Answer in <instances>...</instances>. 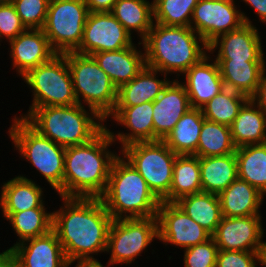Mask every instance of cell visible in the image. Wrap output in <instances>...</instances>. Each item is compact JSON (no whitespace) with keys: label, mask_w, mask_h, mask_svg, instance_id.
Listing matches in <instances>:
<instances>
[{"label":"cell","mask_w":266,"mask_h":267,"mask_svg":"<svg viewBox=\"0 0 266 267\" xmlns=\"http://www.w3.org/2000/svg\"><path fill=\"white\" fill-rule=\"evenodd\" d=\"M50 0H12L17 14L27 29H42Z\"/></svg>","instance_id":"obj_38"},{"label":"cell","mask_w":266,"mask_h":267,"mask_svg":"<svg viewBox=\"0 0 266 267\" xmlns=\"http://www.w3.org/2000/svg\"><path fill=\"white\" fill-rule=\"evenodd\" d=\"M230 126L204 120L197 145L198 157H214L236 152Z\"/></svg>","instance_id":"obj_35"},{"label":"cell","mask_w":266,"mask_h":267,"mask_svg":"<svg viewBox=\"0 0 266 267\" xmlns=\"http://www.w3.org/2000/svg\"><path fill=\"white\" fill-rule=\"evenodd\" d=\"M155 238L158 239L157 217L112 220L106 249L111 252L108 263L134 262Z\"/></svg>","instance_id":"obj_11"},{"label":"cell","mask_w":266,"mask_h":267,"mask_svg":"<svg viewBox=\"0 0 266 267\" xmlns=\"http://www.w3.org/2000/svg\"><path fill=\"white\" fill-rule=\"evenodd\" d=\"M110 115L114 121L131 130V133L119 132L117 135L110 131L112 140H119L122 148L135 142L154 141L153 102L132 107H115Z\"/></svg>","instance_id":"obj_21"},{"label":"cell","mask_w":266,"mask_h":267,"mask_svg":"<svg viewBox=\"0 0 266 267\" xmlns=\"http://www.w3.org/2000/svg\"><path fill=\"white\" fill-rule=\"evenodd\" d=\"M16 264L15 256L12 249H7L0 253V267H13Z\"/></svg>","instance_id":"obj_45"},{"label":"cell","mask_w":266,"mask_h":267,"mask_svg":"<svg viewBox=\"0 0 266 267\" xmlns=\"http://www.w3.org/2000/svg\"><path fill=\"white\" fill-rule=\"evenodd\" d=\"M266 65L264 66L256 93L250 98L258 107L266 113Z\"/></svg>","instance_id":"obj_42"},{"label":"cell","mask_w":266,"mask_h":267,"mask_svg":"<svg viewBox=\"0 0 266 267\" xmlns=\"http://www.w3.org/2000/svg\"><path fill=\"white\" fill-rule=\"evenodd\" d=\"M45 211V208H31L21 212L3 213L20 239L16 244L45 235L52 230L53 213Z\"/></svg>","instance_id":"obj_34"},{"label":"cell","mask_w":266,"mask_h":267,"mask_svg":"<svg viewBox=\"0 0 266 267\" xmlns=\"http://www.w3.org/2000/svg\"><path fill=\"white\" fill-rule=\"evenodd\" d=\"M122 155L160 201L169 194L177 154L163 140L128 144L122 148Z\"/></svg>","instance_id":"obj_9"},{"label":"cell","mask_w":266,"mask_h":267,"mask_svg":"<svg viewBox=\"0 0 266 267\" xmlns=\"http://www.w3.org/2000/svg\"><path fill=\"white\" fill-rule=\"evenodd\" d=\"M251 24L234 0H198L190 27L209 45L218 36ZM194 24V25H193Z\"/></svg>","instance_id":"obj_12"},{"label":"cell","mask_w":266,"mask_h":267,"mask_svg":"<svg viewBox=\"0 0 266 267\" xmlns=\"http://www.w3.org/2000/svg\"><path fill=\"white\" fill-rule=\"evenodd\" d=\"M118 0H85L89 12H111Z\"/></svg>","instance_id":"obj_43"},{"label":"cell","mask_w":266,"mask_h":267,"mask_svg":"<svg viewBox=\"0 0 266 267\" xmlns=\"http://www.w3.org/2000/svg\"><path fill=\"white\" fill-rule=\"evenodd\" d=\"M218 247L211 237L206 242L185 249V267H216Z\"/></svg>","instance_id":"obj_39"},{"label":"cell","mask_w":266,"mask_h":267,"mask_svg":"<svg viewBox=\"0 0 266 267\" xmlns=\"http://www.w3.org/2000/svg\"><path fill=\"white\" fill-rule=\"evenodd\" d=\"M110 130L104 127L89 142L67 147L64 157L63 197L100 198L108 184L117 154Z\"/></svg>","instance_id":"obj_2"},{"label":"cell","mask_w":266,"mask_h":267,"mask_svg":"<svg viewBox=\"0 0 266 267\" xmlns=\"http://www.w3.org/2000/svg\"><path fill=\"white\" fill-rule=\"evenodd\" d=\"M158 239L184 249L206 242L211 234L175 202L161 201L157 211Z\"/></svg>","instance_id":"obj_14"},{"label":"cell","mask_w":266,"mask_h":267,"mask_svg":"<svg viewBox=\"0 0 266 267\" xmlns=\"http://www.w3.org/2000/svg\"><path fill=\"white\" fill-rule=\"evenodd\" d=\"M195 33L191 27L153 23L142 43H138L143 44L146 66L164 75L170 72H176L178 76L177 72L184 74L207 56L209 49L206 42Z\"/></svg>","instance_id":"obj_3"},{"label":"cell","mask_w":266,"mask_h":267,"mask_svg":"<svg viewBox=\"0 0 266 267\" xmlns=\"http://www.w3.org/2000/svg\"><path fill=\"white\" fill-rule=\"evenodd\" d=\"M198 0H153L155 23L165 26L190 27Z\"/></svg>","instance_id":"obj_37"},{"label":"cell","mask_w":266,"mask_h":267,"mask_svg":"<svg viewBox=\"0 0 266 267\" xmlns=\"http://www.w3.org/2000/svg\"><path fill=\"white\" fill-rule=\"evenodd\" d=\"M253 7L263 23H266V0H243Z\"/></svg>","instance_id":"obj_44"},{"label":"cell","mask_w":266,"mask_h":267,"mask_svg":"<svg viewBox=\"0 0 266 267\" xmlns=\"http://www.w3.org/2000/svg\"><path fill=\"white\" fill-rule=\"evenodd\" d=\"M249 98L231 89L224 88L202 108L206 120L231 126L240 108Z\"/></svg>","instance_id":"obj_36"},{"label":"cell","mask_w":266,"mask_h":267,"mask_svg":"<svg viewBox=\"0 0 266 267\" xmlns=\"http://www.w3.org/2000/svg\"><path fill=\"white\" fill-rule=\"evenodd\" d=\"M209 58L208 55L205 56L184 73L186 83L183 85L189 96L191 108L201 109L225 88L219 65L216 61L208 63Z\"/></svg>","instance_id":"obj_20"},{"label":"cell","mask_w":266,"mask_h":267,"mask_svg":"<svg viewBox=\"0 0 266 267\" xmlns=\"http://www.w3.org/2000/svg\"><path fill=\"white\" fill-rule=\"evenodd\" d=\"M175 203L211 235L221 221V203L217 194L199 192L185 195Z\"/></svg>","instance_id":"obj_30"},{"label":"cell","mask_w":266,"mask_h":267,"mask_svg":"<svg viewBox=\"0 0 266 267\" xmlns=\"http://www.w3.org/2000/svg\"><path fill=\"white\" fill-rule=\"evenodd\" d=\"M256 263H261L258 252L219 250L216 267H257Z\"/></svg>","instance_id":"obj_41"},{"label":"cell","mask_w":266,"mask_h":267,"mask_svg":"<svg viewBox=\"0 0 266 267\" xmlns=\"http://www.w3.org/2000/svg\"><path fill=\"white\" fill-rule=\"evenodd\" d=\"M64 206L53 213L52 230L61 243L68 265L90 254L105 252L112 217L100 198L61 197Z\"/></svg>","instance_id":"obj_1"},{"label":"cell","mask_w":266,"mask_h":267,"mask_svg":"<svg viewBox=\"0 0 266 267\" xmlns=\"http://www.w3.org/2000/svg\"><path fill=\"white\" fill-rule=\"evenodd\" d=\"M42 188L34 181L17 176L2 186L0 206L3 213H15L31 208H44Z\"/></svg>","instance_id":"obj_25"},{"label":"cell","mask_w":266,"mask_h":267,"mask_svg":"<svg viewBox=\"0 0 266 267\" xmlns=\"http://www.w3.org/2000/svg\"><path fill=\"white\" fill-rule=\"evenodd\" d=\"M9 42L12 65L22 77L57 54L42 29H27Z\"/></svg>","instance_id":"obj_19"},{"label":"cell","mask_w":266,"mask_h":267,"mask_svg":"<svg viewBox=\"0 0 266 267\" xmlns=\"http://www.w3.org/2000/svg\"><path fill=\"white\" fill-rule=\"evenodd\" d=\"M201 191L200 157L195 155H177L173 165L170 191L162 201L175 202L185 195Z\"/></svg>","instance_id":"obj_31"},{"label":"cell","mask_w":266,"mask_h":267,"mask_svg":"<svg viewBox=\"0 0 266 267\" xmlns=\"http://www.w3.org/2000/svg\"><path fill=\"white\" fill-rule=\"evenodd\" d=\"M9 134L20 155L30 161L60 197H63L66 148L41 135L24 118L14 117Z\"/></svg>","instance_id":"obj_6"},{"label":"cell","mask_w":266,"mask_h":267,"mask_svg":"<svg viewBox=\"0 0 266 267\" xmlns=\"http://www.w3.org/2000/svg\"><path fill=\"white\" fill-rule=\"evenodd\" d=\"M238 178L266 194V143L237 147Z\"/></svg>","instance_id":"obj_32"},{"label":"cell","mask_w":266,"mask_h":267,"mask_svg":"<svg viewBox=\"0 0 266 267\" xmlns=\"http://www.w3.org/2000/svg\"><path fill=\"white\" fill-rule=\"evenodd\" d=\"M190 108L185 86L178 80L170 81L153 101L154 141L164 140Z\"/></svg>","instance_id":"obj_18"},{"label":"cell","mask_w":266,"mask_h":267,"mask_svg":"<svg viewBox=\"0 0 266 267\" xmlns=\"http://www.w3.org/2000/svg\"><path fill=\"white\" fill-rule=\"evenodd\" d=\"M224 86L251 98L257 90L265 61H216Z\"/></svg>","instance_id":"obj_27"},{"label":"cell","mask_w":266,"mask_h":267,"mask_svg":"<svg viewBox=\"0 0 266 267\" xmlns=\"http://www.w3.org/2000/svg\"><path fill=\"white\" fill-rule=\"evenodd\" d=\"M200 177L203 192L219 195L238 178L235 153L200 157Z\"/></svg>","instance_id":"obj_28"},{"label":"cell","mask_w":266,"mask_h":267,"mask_svg":"<svg viewBox=\"0 0 266 267\" xmlns=\"http://www.w3.org/2000/svg\"><path fill=\"white\" fill-rule=\"evenodd\" d=\"M130 33L135 30L143 40L152 28L153 3L146 0H118L110 12Z\"/></svg>","instance_id":"obj_33"},{"label":"cell","mask_w":266,"mask_h":267,"mask_svg":"<svg viewBox=\"0 0 266 267\" xmlns=\"http://www.w3.org/2000/svg\"><path fill=\"white\" fill-rule=\"evenodd\" d=\"M21 118L64 148L89 142L105 127L104 119L95 111L88 113L82 104L34 108Z\"/></svg>","instance_id":"obj_5"},{"label":"cell","mask_w":266,"mask_h":267,"mask_svg":"<svg viewBox=\"0 0 266 267\" xmlns=\"http://www.w3.org/2000/svg\"><path fill=\"white\" fill-rule=\"evenodd\" d=\"M12 0H0V3L2 2H11Z\"/></svg>","instance_id":"obj_48"},{"label":"cell","mask_w":266,"mask_h":267,"mask_svg":"<svg viewBox=\"0 0 266 267\" xmlns=\"http://www.w3.org/2000/svg\"><path fill=\"white\" fill-rule=\"evenodd\" d=\"M26 30L14 5L11 2L0 3V40L5 37L10 41Z\"/></svg>","instance_id":"obj_40"},{"label":"cell","mask_w":266,"mask_h":267,"mask_svg":"<svg viewBox=\"0 0 266 267\" xmlns=\"http://www.w3.org/2000/svg\"><path fill=\"white\" fill-rule=\"evenodd\" d=\"M258 29L251 24L218 36L208 46V52L218 47L215 61H265Z\"/></svg>","instance_id":"obj_16"},{"label":"cell","mask_w":266,"mask_h":267,"mask_svg":"<svg viewBox=\"0 0 266 267\" xmlns=\"http://www.w3.org/2000/svg\"><path fill=\"white\" fill-rule=\"evenodd\" d=\"M67 63L78 104H82L81 96L89 111H95L105 122L115 108L117 87L90 55L67 52Z\"/></svg>","instance_id":"obj_7"},{"label":"cell","mask_w":266,"mask_h":267,"mask_svg":"<svg viewBox=\"0 0 266 267\" xmlns=\"http://www.w3.org/2000/svg\"><path fill=\"white\" fill-rule=\"evenodd\" d=\"M261 215L224 217L211 235L219 250L261 252Z\"/></svg>","instance_id":"obj_15"},{"label":"cell","mask_w":266,"mask_h":267,"mask_svg":"<svg viewBox=\"0 0 266 267\" xmlns=\"http://www.w3.org/2000/svg\"><path fill=\"white\" fill-rule=\"evenodd\" d=\"M132 44L131 34L110 12H89L82 41L74 52L91 56L124 49Z\"/></svg>","instance_id":"obj_13"},{"label":"cell","mask_w":266,"mask_h":267,"mask_svg":"<svg viewBox=\"0 0 266 267\" xmlns=\"http://www.w3.org/2000/svg\"><path fill=\"white\" fill-rule=\"evenodd\" d=\"M88 13L85 0H50L42 30L57 54L80 46Z\"/></svg>","instance_id":"obj_10"},{"label":"cell","mask_w":266,"mask_h":267,"mask_svg":"<svg viewBox=\"0 0 266 267\" xmlns=\"http://www.w3.org/2000/svg\"><path fill=\"white\" fill-rule=\"evenodd\" d=\"M91 56L107 73L117 89L130 82L146 66L145 53L142 54L133 44L124 49L98 52Z\"/></svg>","instance_id":"obj_22"},{"label":"cell","mask_w":266,"mask_h":267,"mask_svg":"<svg viewBox=\"0 0 266 267\" xmlns=\"http://www.w3.org/2000/svg\"><path fill=\"white\" fill-rule=\"evenodd\" d=\"M204 120L201 109L190 108L163 141L177 155L197 156V145Z\"/></svg>","instance_id":"obj_29"},{"label":"cell","mask_w":266,"mask_h":267,"mask_svg":"<svg viewBox=\"0 0 266 267\" xmlns=\"http://www.w3.org/2000/svg\"><path fill=\"white\" fill-rule=\"evenodd\" d=\"M76 267H105L95 258L78 259Z\"/></svg>","instance_id":"obj_46"},{"label":"cell","mask_w":266,"mask_h":267,"mask_svg":"<svg viewBox=\"0 0 266 267\" xmlns=\"http://www.w3.org/2000/svg\"><path fill=\"white\" fill-rule=\"evenodd\" d=\"M236 147L266 143V113L249 98L230 126Z\"/></svg>","instance_id":"obj_26"},{"label":"cell","mask_w":266,"mask_h":267,"mask_svg":"<svg viewBox=\"0 0 266 267\" xmlns=\"http://www.w3.org/2000/svg\"><path fill=\"white\" fill-rule=\"evenodd\" d=\"M33 92L29 107L72 106L78 104L67 63V53L56 54L49 61L31 69L22 77Z\"/></svg>","instance_id":"obj_8"},{"label":"cell","mask_w":266,"mask_h":267,"mask_svg":"<svg viewBox=\"0 0 266 267\" xmlns=\"http://www.w3.org/2000/svg\"><path fill=\"white\" fill-rule=\"evenodd\" d=\"M10 249L13 250L18 267H70L63 247L53 230L45 235L14 244Z\"/></svg>","instance_id":"obj_17"},{"label":"cell","mask_w":266,"mask_h":267,"mask_svg":"<svg viewBox=\"0 0 266 267\" xmlns=\"http://www.w3.org/2000/svg\"><path fill=\"white\" fill-rule=\"evenodd\" d=\"M218 196L224 217L261 215L264 195L245 180L237 178Z\"/></svg>","instance_id":"obj_23"},{"label":"cell","mask_w":266,"mask_h":267,"mask_svg":"<svg viewBox=\"0 0 266 267\" xmlns=\"http://www.w3.org/2000/svg\"><path fill=\"white\" fill-rule=\"evenodd\" d=\"M158 72L145 66L135 78L120 86L115 107H132L155 101L170 82L167 75L164 80L157 79Z\"/></svg>","instance_id":"obj_24"},{"label":"cell","mask_w":266,"mask_h":267,"mask_svg":"<svg viewBox=\"0 0 266 267\" xmlns=\"http://www.w3.org/2000/svg\"><path fill=\"white\" fill-rule=\"evenodd\" d=\"M100 199L113 220L156 217L161 202L140 173L120 156L112 164Z\"/></svg>","instance_id":"obj_4"},{"label":"cell","mask_w":266,"mask_h":267,"mask_svg":"<svg viewBox=\"0 0 266 267\" xmlns=\"http://www.w3.org/2000/svg\"><path fill=\"white\" fill-rule=\"evenodd\" d=\"M260 262L262 266L266 267V242H262V247L260 252Z\"/></svg>","instance_id":"obj_47"}]
</instances>
